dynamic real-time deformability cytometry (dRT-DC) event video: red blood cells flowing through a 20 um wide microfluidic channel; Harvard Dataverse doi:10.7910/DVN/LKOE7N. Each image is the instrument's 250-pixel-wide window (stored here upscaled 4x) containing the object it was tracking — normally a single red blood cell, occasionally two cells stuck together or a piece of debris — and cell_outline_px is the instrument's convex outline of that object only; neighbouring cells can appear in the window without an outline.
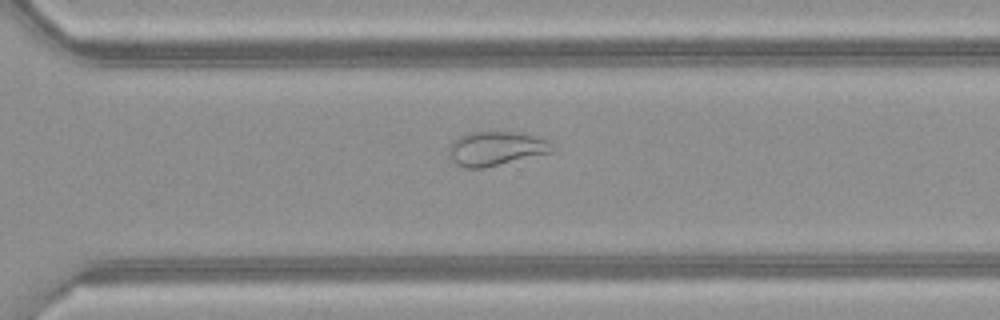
{"species": "common noctule bat (a hibernating species)", "species_latin": "Nyctalus noctula", "temperature_condition": "warm", "stored_images_in_passage": 39, "camera_frame_rate_fps": 3000, "um_per_image_px": 0.085, "animal": {"sex": "female", "body_mass_g": 21.9}, "frame": {"image": 1, "passage_image": 24, "time_ms": 7.667, "image_size_px": [1000, 320], "cell_outline_px": [[556, 148], [552, 152], [484, 168], [464, 168], [456, 164], [452, 160], [452, 144], [460, 136], [468, 132], [492, 128], [520, 132], [548, 140]], "centroid_in_image_um": [42.22, 12.57], "position_along_channel_um": 328.4, "area_um2": 20.98}}
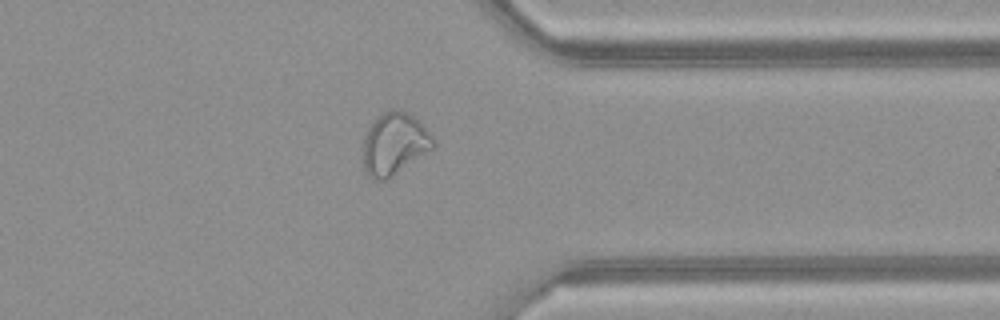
{"frame": {"image": 2, "passage_image": 28, "time_ms": 9.0, "image_size_px": [1000, 320], "cell_outline_px": [[436, 144], [432, 148], [388, 180], [376, 180], [368, 176], [364, 168], [364, 140], [368, 128], [384, 112], [392, 108], [396, 108], [408, 112], [420, 120], [436, 140]], "centroid_in_image_um": [33.56, 12.21], "position_along_channel_um": 377.8, "area_um2": 25.37}}
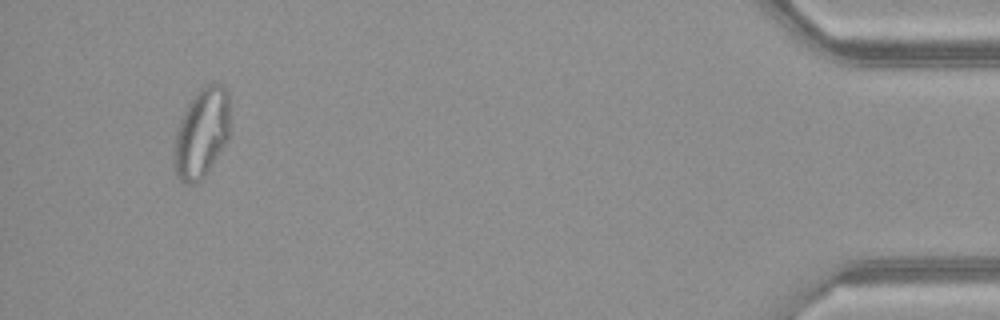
{"frame": {"image": 3, "passage_image": 36, "time_ms": 11.667, "image_size_px": [1000, 320], "cell_outline_px": [[228, 140], [204, 176], [196, 184], [188, 184], [180, 180], [176, 176], [172, 152], [176, 132], [180, 120], [188, 104], [200, 88], [204, 84], [212, 80], [224, 84], [228, 92]], "centroid_in_image_um": [17.12, 11.28], "position_along_channel_um": 418.1, "area_um2": 29.42}, "authors_computed_cell_mechanics": {"area_um2": 24.276, "velocity_mm_per_s": 4.1496, "shape_relaxation_time_tau1_ms": null, "shape_relaxation_time_tau2_ms": 1.7591, "deformation_change_tau1": null, "deformation_change_tau2": 0.0998}}